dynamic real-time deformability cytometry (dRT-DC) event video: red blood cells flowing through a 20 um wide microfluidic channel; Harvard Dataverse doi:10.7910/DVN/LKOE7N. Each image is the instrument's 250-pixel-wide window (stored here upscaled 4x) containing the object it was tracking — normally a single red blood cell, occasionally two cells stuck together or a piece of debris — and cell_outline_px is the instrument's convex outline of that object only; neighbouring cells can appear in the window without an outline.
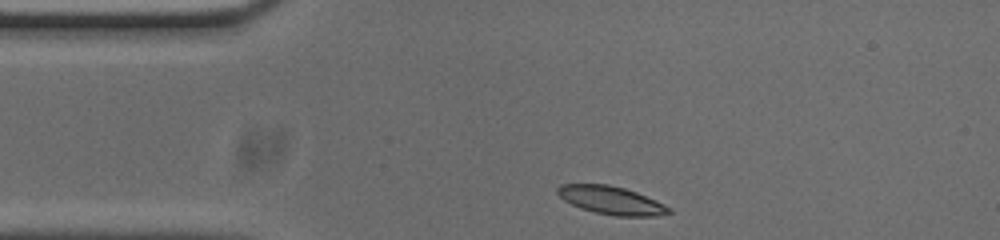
{"species": "common noctule bat (a hibernating species)", "species_latin": "Nyctalus noctula", "temperature_condition": "cold", "stored_images_in_passage": 35, "camera_frame_rate_fps": 3000, "um_per_image_px": 0.085, "animal": {"sex": "male", "body_mass_g": 20.0, "forearm_length_mm": 53.3}, "frame": {"image": 1, "passage_image": 1, "time_ms": 0.0, "image_size_px": [1000, 240], "cell_outline_px": [[672, 212], [656, 216], [616, 216], [596, 212], [580, 208], [564, 200], [556, 192], [556, 188], [560, 184], [608, 184], [624, 188], [636, 192], [664, 204], [672, 208]], "centroid_in_image_um": [51.95, 17.02], "position_along_channel_um": 33.0, "area_um2": 18.15}}
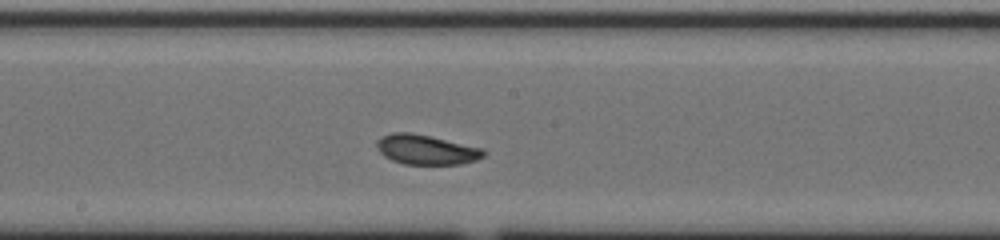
{"frame": {"image": 2, "passage_image": 18, "time_ms": 5.667, "image_size_px": [1000, 240], "cell_outline_px": [[488, 152], [484, 156], [476, 160], [460, 164], [404, 164], [392, 160], [384, 156], [376, 148], [376, 144], [384, 136], [392, 132], [408, 132], [428, 136], [484, 148]], "centroid_in_image_um": [36.26, 12.73], "position_along_channel_um": 211.9, "area_um2": 18.38}}
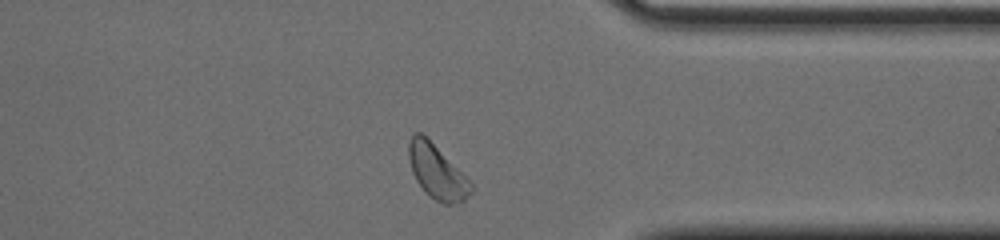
{"frame": {"image": 3, "passage_image": 32, "time_ms": 10.333, "image_size_px": [1000, 240], "cell_outline_px": [[476, 188], [464, 200], [456, 204], [444, 204], [428, 196], [416, 180], [412, 172], [408, 160], [408, 144], [412, 136], [416, 132], [420, 132]], "centroid_in_image_um": [37.12, 14.66], "position_along_channel_um": 374.3, "area_um2": 19.02}, "authors_computed_cell_mechanics": {"area_um2": 18.496, "velocity_mm_per_s": 3.6913, "shape_relaxation_time_tau1_ms": 3.2636, "shape_relaxation_time_tau2_ms": null, "deformation_change_tau1": 0.0825, "deformation_change_tau2": null}}